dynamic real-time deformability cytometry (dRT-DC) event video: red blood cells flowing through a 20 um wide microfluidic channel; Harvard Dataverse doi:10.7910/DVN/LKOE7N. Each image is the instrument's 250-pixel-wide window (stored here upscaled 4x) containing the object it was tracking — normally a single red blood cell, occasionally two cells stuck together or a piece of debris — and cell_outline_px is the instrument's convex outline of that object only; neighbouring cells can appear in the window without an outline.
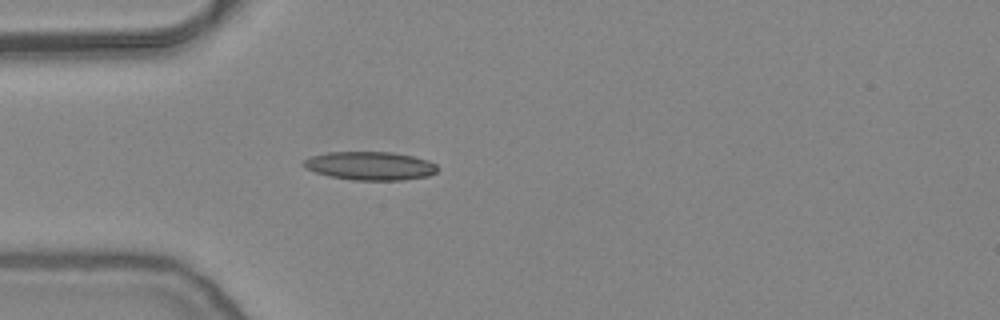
{"species": "common noctule bat (a hibernating species)", "species_latin": "Nyctalus noctula", "temperature_condition": "warm", "stored_images_in_passage": 39, "camera_frame_rate_fps": 3000, "um_per_image_px": 0.085, "animal": {"sex": "female", "body_mass_g": 24.6, "forearm_length_mm": 56.2}, "frame": {"image": 1, "passage_image": 1, "time_ms": 0.0, "image_size_px": [1000, 320], "cell_outline_px": [[440, 168], [436, 172], [428, 176], [404, 180], [352, 180], [328, 176], [304, 168], [300, 164], [304, 160], [312, 156], [328, 152], [392, 152], [412, 156], [428, 160], [436, 164]], "centroid_in_image_um": [31.46, 14.1], "position_along_channel_um": 53.5, "area_um2": 22.37}}
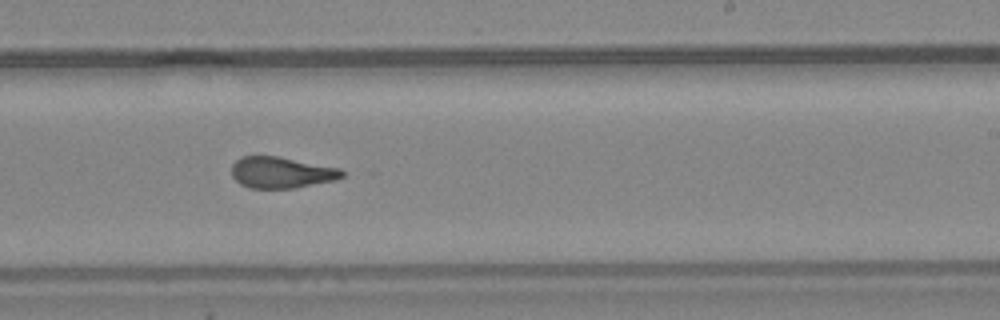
{"frame": {"image": 2, "passage_image": 18, "time_ms": 5.667, "image_size_px": [1000, 320], "cell_outline_px": [[344, 176], [336, 180], [296, 188], [252, 188], [240, 184], [232, 176], [232, 164], [240, 156], [280, 156], [340, 168], [344, 172]], "centroid_in_image_um": [23.93, 14.65], "position_along_channel_um": 265.1, "area_um2": 20.29}}
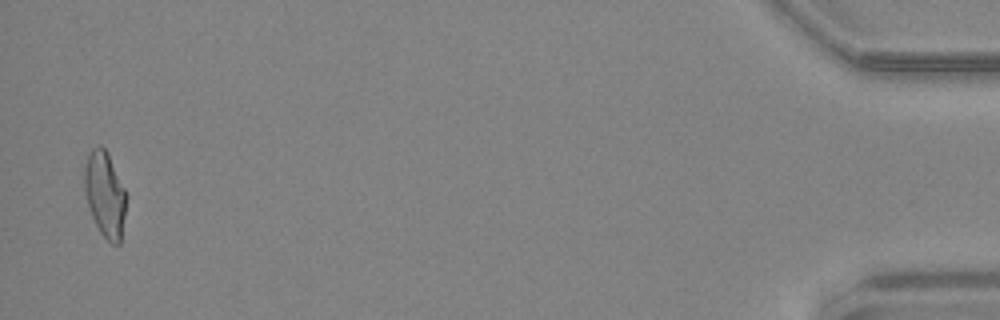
{"frame": {"image": 3, "passage_image": 38, "time_ms": 12.333, "image_size_px": [1000, 320], "cell_outline_px": [[128, 196], [120, 244], [112, 244], [100, 232], [92, 216], [88, 204], [84, 188], [84, 172], [88, 156], [92, 148], [96, 144], [100, 144], [108, 152]], "centroid_in_image_um": [8.94, 16.5], "position_along_channel_um": 426.3, "area_um2": 20.92}, "authors_computed_cell_mechanics": {"area_um2": 20.9236, "velocity_mm_per_s": 3.8431, "shape_relaxation_time_tau1_ms": null, "shape_relaxation_time_tau2_ms": 1.217, "deformation_change_tau1": null, "deformation_change_tau2": 0.0919}}